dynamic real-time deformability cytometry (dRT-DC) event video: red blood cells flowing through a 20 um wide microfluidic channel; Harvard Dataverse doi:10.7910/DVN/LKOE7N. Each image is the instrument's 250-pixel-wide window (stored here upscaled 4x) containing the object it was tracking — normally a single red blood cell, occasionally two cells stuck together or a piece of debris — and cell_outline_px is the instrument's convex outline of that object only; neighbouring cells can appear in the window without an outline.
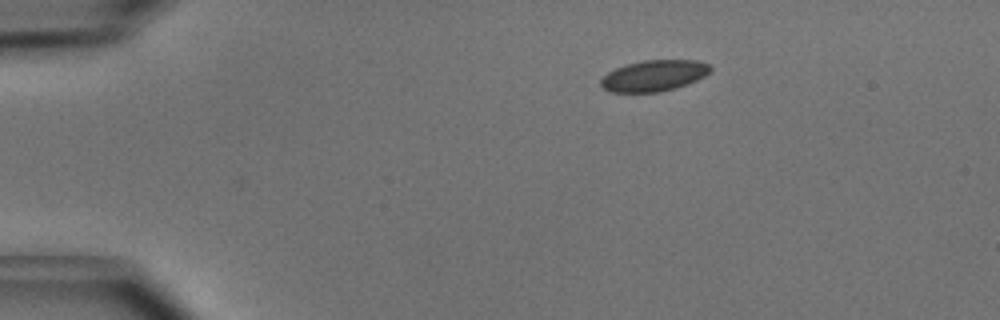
{"species": "common noctule bat (a hibernating species)", "species_latin": "Nyctalus noctula", "temperature_condition": "cold", "stored_images_in_passage": 34, "camera_frame_rate_fps": 3000, "um_per_image_px": 0.085, "animal": {"sex": "male", "body_mass_g": 15.6}, "frame": {"image": 1, "passage_image": 1, "time_ms": 0.0, "image_size_px": [1000, 320], "cell_outline_px": [[712, 68], [704, 76], [696, 80], [676, 88], [660, 92], [612, 92], [600, 88], [600, 80], [608, 72], [624, 64], [644, 60], [700, 60], [708, 64]], "centroid_in_image_um": [55.55, 6.43], "position_along_channel_um": 29.4, "area_um2": 19.94}}
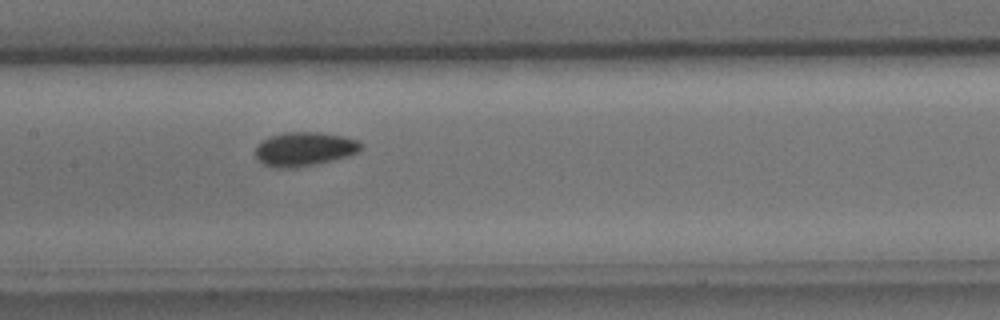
{"frame": {"image": 2, "passage_image": 17, "time_ms": 5.333, "image_size_px": [1000, 320], "cell_outline_px": [[364, 148], [360, 152], [336, 160], [296, 168], [272, 168], [256, 160], [256, 144], [272, 136], [284, 132], [320, 132], [344, 136], [356, 140]], "centroid_in_image_um": [25.88, 12.68], "position_along_channel_um": 181.5, "area_um2": 21.21}}
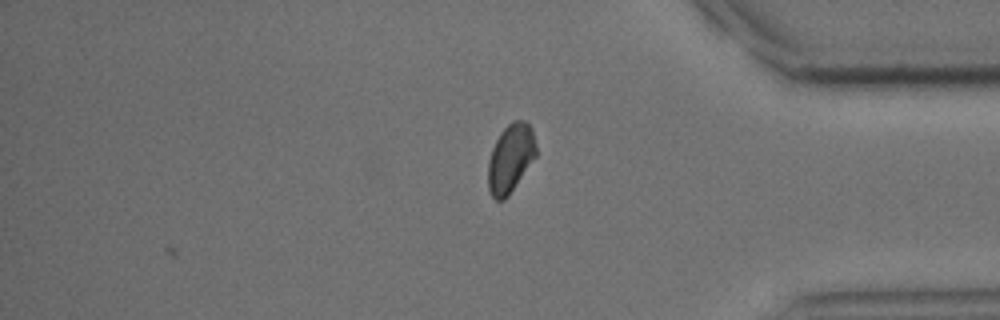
{"frame": {"image": 3, "passage_image": 34, "time_ms": 11.0, "image_size_px": [1000, 320], "cell_outline_px": [[536, 156], [508, 196], [504, 200], [496, 200], [492, 196], [488, 188], [488, 160], [492, 148], [500, 132], [512, 120], [524, 120], [532, 128], [536, 144]], "centroid_in_image_um": [43.39, 13.44], "position_along_channel_um": 391.8, "area_um2": 19.19}, "authors_computed_cell_mechanics": {"area_um2": 20.2011, "velocity_mm_per_s": 4.0215, "shape_relaxation_time_tau1_ms": 3.0572, "shape_relaxation_time_tau2_ms": 5.2876, "deformation_change_tau1": 0.0456, "deformation_change_tau2": 0.0721}}